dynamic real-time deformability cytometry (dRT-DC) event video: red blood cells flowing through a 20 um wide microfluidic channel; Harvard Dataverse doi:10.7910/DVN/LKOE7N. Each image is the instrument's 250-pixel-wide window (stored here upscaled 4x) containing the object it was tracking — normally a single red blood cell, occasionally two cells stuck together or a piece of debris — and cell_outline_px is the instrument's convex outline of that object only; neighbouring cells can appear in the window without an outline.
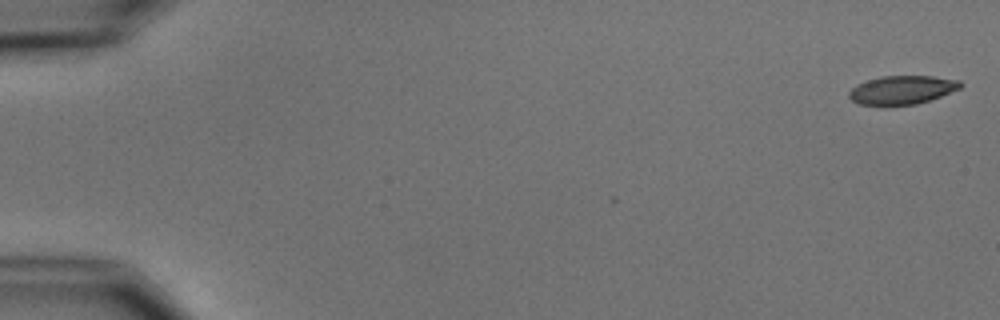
{"species": "common noctule bat (a hibernating species)", "species_latin": "Nyctalus noctula", "temperature_condition": "cold", "stored_images_in_passage": 8, "camera_frame_rate_fps": 3000, "um_per_image_px": 0.085, "animal": {"sex": "male", "body_mass_g": 15.6}, "frame": {"image": 1, "passage_image": 1, "time_ms": 0.0, "image_size_px": [1000, 320], "cell_outline_px": [[964, 84], [960, 88], [940, 96], [916, 104], [860, 104], [852, 100], [848, 96], [848, 92], [856, 84], [880, 76], [932, 76], [960, 80]], "centroid_in_image_um": [76.68, 7.62], "position_along_channel_um": 8.3, "area_um2": 18.26}}
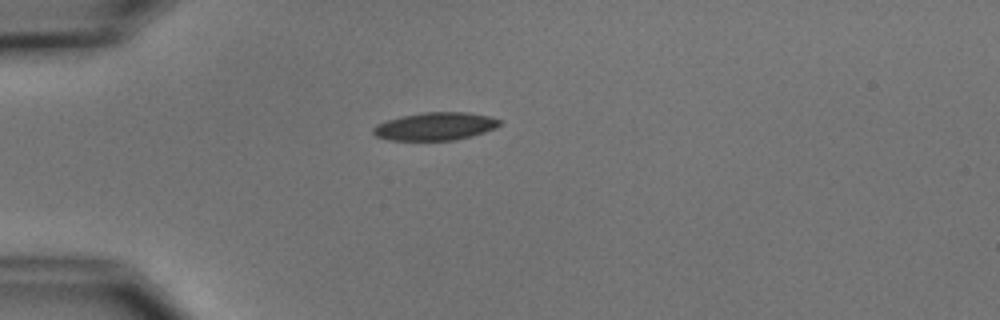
{"frame": {"image": 2, "passage_image": 5, "time_ms": 4.667, "image_size_px": [1000, 320], "cell_outline_px": [[504, 120], [496, 128], [472, 136], [456, 140], [388, 140], [376, 136], [372, 132], [372, 128], [376, 124], [400, 116], [424, 112], [468, 112], [488, 116]], "centroid_in_image_um": [37.01, 10.73], "position_along_channel_um": 48.0, "area_um2": 20.69}}
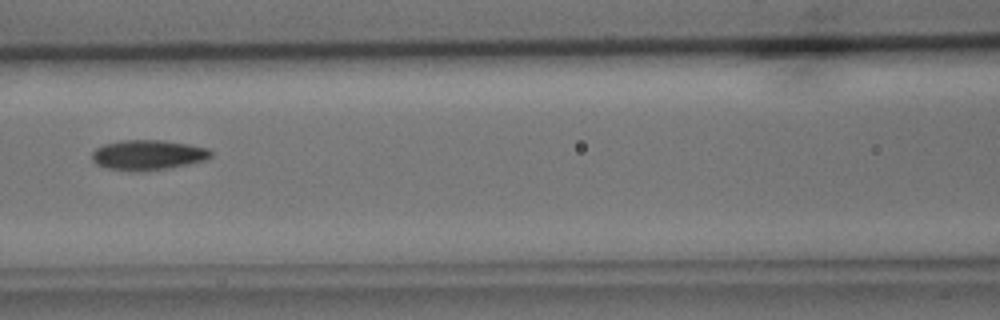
{"frame": {"image": 3, "passage_image": 8, "time_ms": 8.0, "image_size_px": [1000, 320], "cell_outline_px": [[212, 156], [204, 160], [188, 164], [164, 168], [108, 168], [96, 164], [92, 160], [92, 152], [96, 148], [104, 144], [120, 140], [160, 140], [188, 144], [208, 148], [212, 152]], "centroid_in_image_um": [12.59, 13.11], "position_along_channel_um": 154.0, "area_um2": 19.88}}